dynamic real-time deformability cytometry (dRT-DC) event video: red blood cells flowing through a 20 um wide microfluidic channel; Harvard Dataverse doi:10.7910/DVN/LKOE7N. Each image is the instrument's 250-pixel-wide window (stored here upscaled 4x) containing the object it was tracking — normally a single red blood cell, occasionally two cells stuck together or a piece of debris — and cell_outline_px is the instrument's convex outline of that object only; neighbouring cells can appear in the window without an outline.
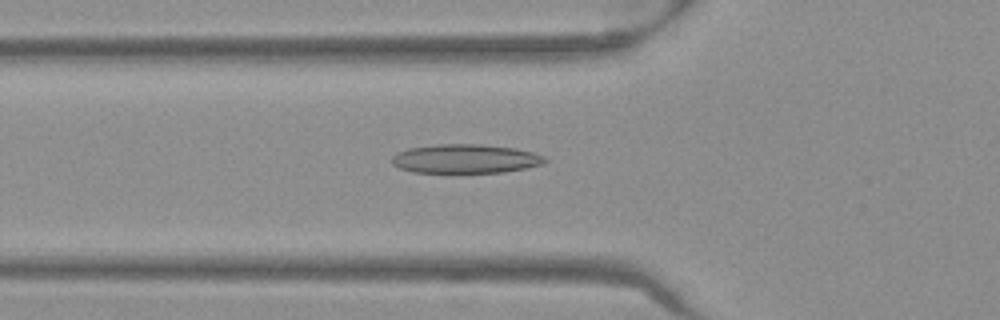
{"species": "Egyptian fruit bat (a non-hibernating species)", "species_latin": "Rousettus aegyptiacus", "temperature_condition": "warm", "stored_images_in_passage": 35, "camera_frame_rate_fps": 3000, "um_per_image_px": 0.085, "frame": {"image": 1, "passage_image": 2, "time_ms": 0.333, "image_size_px": [1000, 320], "cell_outline_px": [[548, 160], [540, 164], [524, 168], [500, 172], [412, 172], [400, 168], [392, 164], [392, 156], [396, 152], [408, 148], [436, 144], [480, 144], [516, 148], [532, 152], [544, 156]], "centroid_in_image_um": [39.51, 13.48], "position_along_channel_um": 86.3, "area_um2": 25.72}}
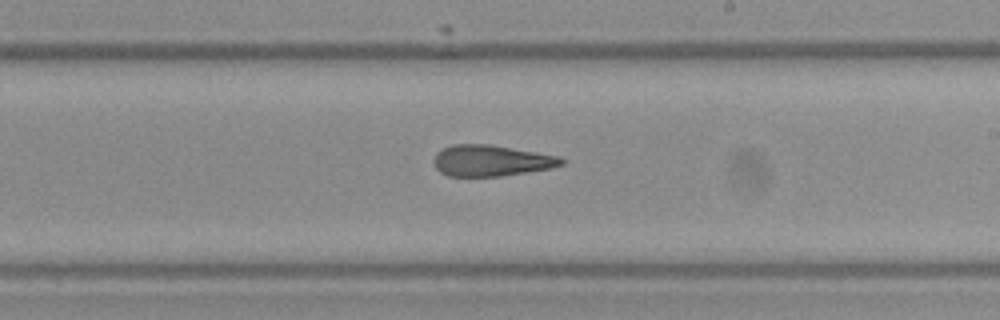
{"frame": {"image": 2, "passage_image": 14, "time_ms": 4.333, "image_size_px": [1000, 320], "cell_outline_px": [[568, 160], [564, 164], [552, 168], [500, 176], [448, 176], [440, 172], [436, 168], [432, 160], [436, 152], [452, 144], [488, 144], [560, 156]], "centroid_in_image_um": [41.76, 13.65], "position_along_channel_um": 247.2, "area_um2": 23.29}}
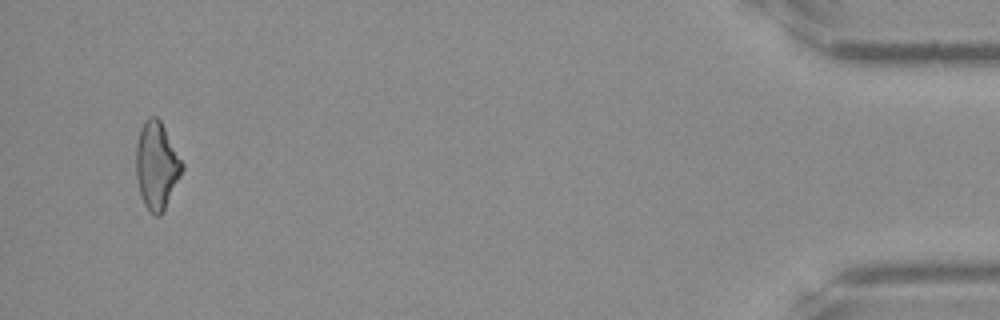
{"frame": {"image": 3, "passage_image": 33, "time_ms": 10.667, "image_size_px": [1000, 320], "cell_outline_px": [[184, 168], [160, 216], [156, 216], [144, 204], [140, 192], [136, 176], [136, 144], [140, 128], [144, 120], [148, 116], [156, 116], [160, 120], [184, 164]], "centroid_in_image_um": [13.3, 14.01], "position_along_channel_um": 421.9, "area_um2": 23.12}}